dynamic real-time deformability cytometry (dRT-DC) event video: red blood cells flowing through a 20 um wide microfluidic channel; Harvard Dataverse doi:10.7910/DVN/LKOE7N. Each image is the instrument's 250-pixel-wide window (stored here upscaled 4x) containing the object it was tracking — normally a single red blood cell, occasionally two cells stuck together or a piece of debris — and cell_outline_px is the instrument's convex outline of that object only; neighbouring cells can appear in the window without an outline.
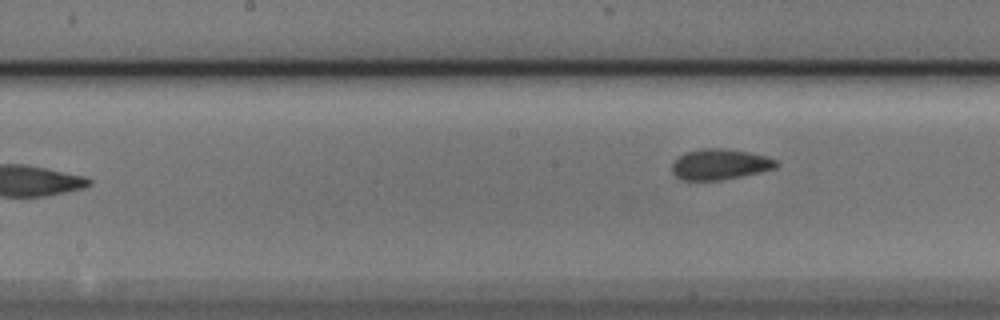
{"species": "Egyptian fruit bat (a non-hibernating species)", "species_latin": "Rousettus aegyptiacus", "temperature_condition": "cold", "stored_images_in_passage": 8, "camera_frame_rate_fps": 3000, "um_per_image_px": 0.085, "animal": {"sex": "male"}, "frame": {"image": 1, "passage_image": 8, "time_ms": 2.333, "image_size_px": [1000, 320], "cell_outline_px": [[780, 164], [776, 168], [760, 172], [720, 180], [684, 180], [676, 176], [672, 172], [672, 164], [684, 152], [700, 148], [724, 148], [748, 152], [764, 156], [776, 160]], "centroid_in_image_um": [61.19, 13.96], "position_along_channel_um": 187.0, "area_um2": 18.55}}